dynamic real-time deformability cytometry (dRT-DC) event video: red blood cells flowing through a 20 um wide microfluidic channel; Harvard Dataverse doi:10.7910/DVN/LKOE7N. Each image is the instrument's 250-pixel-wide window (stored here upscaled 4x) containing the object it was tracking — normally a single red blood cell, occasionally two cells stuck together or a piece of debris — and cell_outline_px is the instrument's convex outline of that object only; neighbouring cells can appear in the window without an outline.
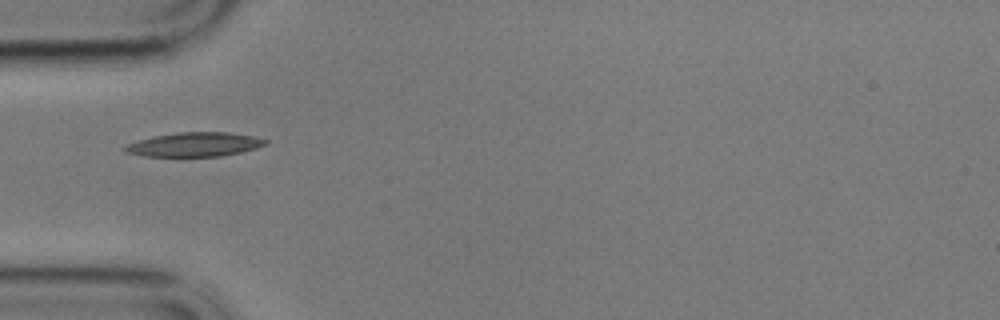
{"species": "common noctule bat (a hibernating species)", "species_latin": "Nyctalus noctula", "temperature_condition": "cold", "stored_images_in_passage": 41, "camera_frame_rate_fps": 3000, "um_per_image_px": 0.085, "animal": {"sex": "male", "body_mass_g": 17.9}, "frame": {"image": 1, "passage_image": 1, "time_ms": 0.0, "image_size_px": [1000, 320], "cell_outline_px": [[268, 144], [256, 148], [240, 152], [220, 156], [144, 156], [124, 152], [120, 148], [124, 144], [152, 136], [176, 132], [228, 132], [252, 136], [268, 140]], "centroid_in_image_um": [16.46, 12.27], "position_along_channel_um": 68.5, "area_um2": 19.94}}
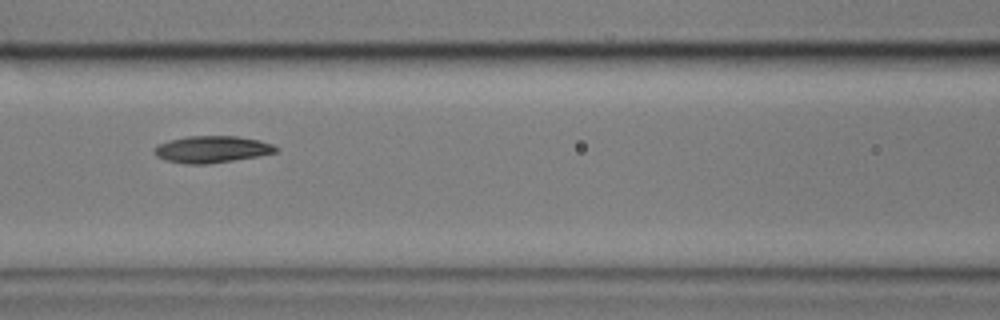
{"frame": {"image": 2, "passage_image": 8, "time_ms": 2.333, "image_size_px": [1000, 320], "cell_outline_px": [[280, 148], [276, 152], [256, 156], [208, 164], [184, 164], [164, 160], [156, 156], [152, 152], [152, 148], [156, 144], [188, 136], [236, 136], [260, 140], [272, 144]], "centroid_in_image_um": [17.95, 12.69], "position_along_channel_um": 148.6, "area_um2": 19.07}}
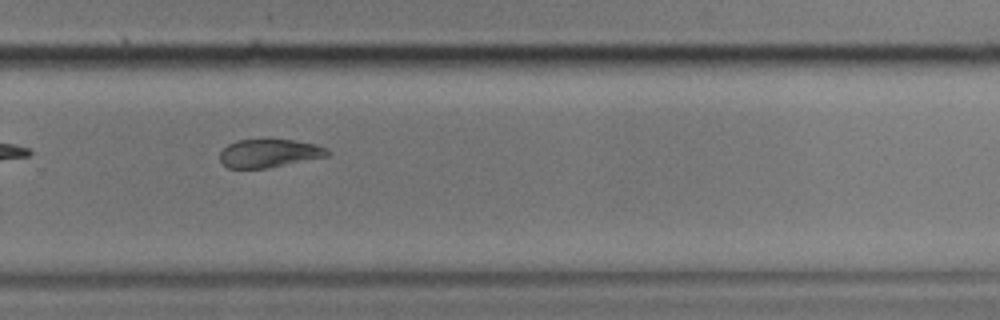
{"frame": {"image": 3, "passage_image": 22, "time_ms": 7.0, "image_size_px": [1000, 320], "cell_outline_px": [[332, 152], [328, 156], [268, 168], [228, 168], [220, 160], [220, 152], [228, 144], [236, 140], [268, 136], [316, 144]], "centroid_in_image_um": [22.87, 12.98], "position_along_channel_um": 306.9, "area_um2": 18.38}, "authors_computed_cell_mechanics": {"area_um2": 19.4786, "velocity_mm_per_s": 3.4073, "shape_relaxation_time_tau1_ms": 3.6785, "shape_relaxation_time_tau2_ms": null, "deformation_change_tau1": 0.1269, "deformation_change_tau2": null}}